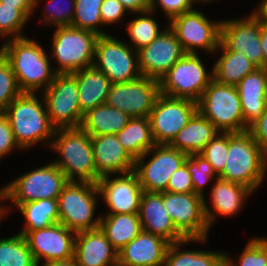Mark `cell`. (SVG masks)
Returning a JSON list of instances; mask_svg holds the SVG:
<instances>
[{
	"label": "cell",
	"mask_w": 267,
	"mask_h": 266,
	"mask_svg": "<svg viewBox=\"0 0 267 266\" xmlns=\"http://www.w3.org/2000/svg\"><path fill=\"white\" fill-rule=\"evenodd\" d=\"M4 57L9 61L22 92L44 91L56 75L49 58L40 45L28 37L5 41Z\"/></svg>",
	"instance_id": "6da1fadb"
},
{
	"label": "cell",
	"mask_w": 267,
	"mask_h": 266,
	"mask_svg": "<svg viewBox=\"0 0 267 266\" xmlns=\"http://www.w3.org/2000/svg\"><path fill=\"white\" fill-rule=\"evenodd\" d=\"M3 113L21 149H28L39 141L46 144L49 141L50 146L56 128L49 119L44 99L41 102L35 93L22 92Z\"/></svg>",
	"instance_id": "7a4b0ae2"
},
{
	"label": "cell",
	"mask_w": 267,
	"mask_h": 266,
	"mask_svg": "<svg viewBox=\"0 0 267 266\" xmlns=\"http://www.w3.org/2000/svg\"><path fill=\"white\" fill-rule=\"evenodd\" d=\"M50 147L60 155V160L52 162L68 182L96 184L92 140L86 131L81 127L56 129Z\"/></svg>",
	"instance_id": "3957f363"
},
{
	"label": "cell",
	"mask_w": 267,
	"mask_h": 266,
	"mask_svg": "<svg viewBox=\"0 0 267 266\" xmlns=\"http://www.w3.org/2000/svg\"><path fill=\"white\" fill-rule=\"evenodd\" d=\"M227 154V161L218 177L255 191L266 176L267 154L248 131L229 133Z\"/></svg>",
	"instance_id": "277c9868"
},
{
	"label": "cell",
	"mask_w": 267,
	"mask_h": 266,
	"mask_svg": "<svg viewBox=\"0 0 267 266\" xmlns=\"http://www.w3.org/2000/svg\"><path fill=\"white\" fill-rule=\"evenodd\" d=\"M197 110L222 133L248 131L236 86L223 85L214 79L208 84Z\"/></svg>",
	"instance_id": "5b68a950"
},
{
	"label": "cell",
	"mask_w": 267,
	"mask_h": 266,
	"mask_svg": "<svg viewBox=\"0 0 267 266\" xmlns=\"http://www.w3.org/2000/svg\"><path fill=\"white\" fill-rule=\"evenodd\" d=\"M205 201L195 193L163 192V206L176 229L186 239L208 238L216 214Z\"/></svg>",
	"instance_id": "8992f818"
},
{
	"label": "cell",
	"mask_w": 267,
	"mask_h": 266,
	"mask_svg": "<svg viewBox=\"0 0 267 266\" xmlns=\"http://www.w3.org/2000/svg\"><path fill=\"white\" fill-rule=\"evenodd\" d=\"M98 195L97 184L68 182L57 199L58 223L76 233L99 228L101 218L93 219Z\"/></svg>",
	"instance_id": "52a82bcc"
},
{
	"label": "cell",
	"mask_w": 267,
	"mask_h": 266,
	"mask_svg": "<svg viewBox=\"0 0 267 266\" xmlns=\"http://www.w3.org/2000/svg\"><path fill=\"white\" fill-rule=\"evenodd\" d=\"M99 35L73 26L56 27L52 41V58L56 73H73L92 67Z\"/></svg>",
	"instance_id": "ba28073f"
},
{
	"label": "cell",
	"mask_w": 267,
	"mask_h": 266,
	"mask_svg": "<svg viewBox=\"0 0 267 266\" xmlns=\"http://www.w3.org/2000/svg\"><path fill=\"white\" fill-rule=\"evenodd\" d=\"M68 183L65 174L53 163L26 172L2 188V201L15 206L40 199H58Z\"/></svg>",
	"instance_id": "9c48e42d"
},
{
	"label": "cell",
	"mask_w": 267,
	"mask_h": 266,
	"mask_svg": "<svg viewBox=\"0 0 267 266\" xmlns=\"http://www.w3.org/2000/svg\"><path fill=\"white\" fill-rule=\"evenodd\" d=\"M202 62L197 53H186L160 79V94L197 103L213 80Z\"/></svg>",
	"instance_id": "30bf717a"
},
{
	"label": "cell",
	"mask_w": 267,
	"mask_h": 266,
	"mask_svg": "<svg viewBox=\"0 0 267 266\" xmlns=\"http://www.w3.org/2000/svg\"><path fill=\"white\" fill-rule=\"evenodd\" d=\"M42 94L47 114L56 129L81 126L84 114L80 109L77 80L72 73H56Z\"/></svg>",
	"instance_id": "8fae6325"
},
{
	"label": "cell",
	"mask_w": 267,
	"mask_h": 266,
	"mask_svg": "<svg viewBox=\"0 0 267 266\" xmlns=\"http://www.w3.org/2000/svg\"><path fill=\"white\" fill-rule=\"evenodd\" d=\"M92 66L105 73L111 83L130 82L142 76L138 51L109 34L97 38Z\"/></svg>",
	"instance_id": "7c38bea8"
},
{
	"label": "cell",
	"mask_w": 267,
	"mask_h": 266,
	"mask_svg": "<svg viewBox=\"0 0 267 266\" xmlns=\"http://www.w3.org/2000/svg\"><path fill=\"white\" fill-rule=\"evenodd\" d=\"M150 154L153 157L144 164L145 157L151 156ZM187 157V154L169 144H156L135 159L133 172L145 192H166L171 174L185 163Z\"/></svg>",
	"instance_id": "4fadbf2b"
},
{
	"label": "cell",
	"mask_w": 267,
	"mask_h": 266,
	"mask_svg": "<svg viewBox=\"0 0 267 266\" xmlns=\"http://www.w3.org/2000/svg\"><path fill=\"white\" fill-rule=\"evenodd\" d=\"M169 23L186 53L195 54L200 48L213 53L218 48L221 21H209L203 13L192 9L172 18Z\"/></svg>",
	"instance_id": "5bb4252c"
},
{
	"label": "cell",
	"mask_w": 267,
	"mask_h": 266,
	"mask_svg": "<svg viewBox=\"0 0 267 266\" xmlns=\"http://www.w3.org/2000/svg\"><path fill=\"white\" fill-rule=\"evenodd\" d=\"M160 82L150 77L124 83H112L106 104L133 117H149L157 97Z\"/></svg>",
	"instance_id": "9a60e30c"
},
{
	"label": "cell",
	"mask_w": 267,
	"mask_h": 266,
	"mask_svg": "<svg viewBox=\"0 0 267 266\" xmlns=\"http://www.w3.org/2000/svg\"><path fill=\"white\" fill-rule=\"evenodd\" d=\"M197 111V103L160 94L149 115L155 144H170Z\"/></svg>",
	"instance_id": "2e32d148"
},
{
	"label": "cell",
	"mask_w": 267,
	"mask_h": 266,
	"mask_svg": "<svg viewBox=\"0 0 267 266\" xmlns=\"http://www.w3.org/2000/svg\"><path fill=\"white\" fill-rule=\"evenodd\" d=\"M220 42L229 50L243 53L258 68H264L260 21L252 14L240 20L221 21Z\"/></svg>",
	"instance_id": "e0dca14e"
},
{
	"label": "cell",
	"mask_w": 267,
	"mask_h": 266,
	"mask_svg": "<svg viewBox=\"0 0 267 266\" xmlns=\"http://www.w3.org/2000/svg\"><path fill=\"white\" fill-rule=\"evenodd\" d=\"M162 30L149 45L138 50L141 75L158 81L186 54L169 26Z\"/></svg>",
	"instance_id": "ac0fdd59"
},
{
	"label": "cell",
	"mask_w": 267,
	"mask_h": 266,
	"mask_svg": "<svg viewBox=\"0 0 267 266\" xmlns=\"http://www.w3.org/2000/svg\"><path fill=\"white\" fill-rule=\"evenodd\" d=\"M75 236L76 232L56 223L47 228L29 231L24 238L39 266L42 259L47 263L74 257Z\"/></svg>",
	"instance_id": "d6986e66"
},
{
	"label": "cell",
	"mask_w": 267,
	"mask_h": 266,
	"mask_svg": "<svg viewBox=\"0 0 267 266\" xmlns=\"http://www.w3.org/2000/svg\"><path fill=\"white\" fill-rule=\"evenodd\" d=\"M97 186L102 200L110 209L108 214L139 213L144 190L134 172L122 174L114 179H110V175L101 177Z\"/></svg>",
	"instance_id": "ffe728a7"
},
{
	"label": "cell",
	"mask_w": 267,
	"mask_h": 266,
	"mask_svg": "<svg viewBox=\"0 0 267 266\" xmlns=\"http://www.w3.org/2000/svg\"><path fill=\"white\" fill-rule=\"evenodd\" d=\"M91 140L96 167V184L101 177L107 175L133 172L135 160L123 148L116 134L91 136Z\"/></svg>",
	"instance_id": "44dd1931"
},
{
	"label": "cell",
	"mask_w": 267,
	"mask_h": 266,
	"mask_svg": "<svg viewBox=\"0 0 267 266\" xmlns=\"http://www.w3.org/2000/svg\"><path fill=\"white\" fill-rule=\"evenodd\" d=\"M142 230L176 243L186 238L176 229L163 206V192H143L139 206Z\"/></svg>",
	"instance_id": "7402d4cb"
},
{
	"label": "cell",
	"mask_w": 267,
	"mask_h": 266,
	"mask_svg": "<svg viewBox=\"0 0 267 266\" xmlns=\"http://www.w3.org/2000/svg\"><path fill=\"white\" fill-rule=\"evenodd\" d=\"M170 243L141 231L118 252V266H163Z\"/></svg>",
	"instance_id": "603a6c76"
},
{
	"label": "cell",
	"mask_w": 267,
	"mask_h": 266,
	"mask_svg": "<svg viewBox=\"0 0 267 266\" xmlns=\"http://www.w3.org/2000/svg\"><path fill=\"white\" fill-rule=\"evenodd\" d=\"M74 257L78 266H118V252L100 228L76 233Z\"/></svg>",
	"instance_id": "cb8c5ba5"
},
{
	"label": "cell",
	"mask_w": 267,
	"mask_h": 266,
	"mask_svg": "<svg viewBox=\"0 0 267 266\" xmlns=\"http://www.w3.org/2000/svg\"><path fill=\"white\" fill-rule=\"evenodd\" d=\"M242 114L249 128L263 114L267 103V68H256L236 85Z\"/></svg>",
	"instance_id": "d4e9b609"
},
{
	"label": "cell",
	"mask_w": 267,
	"mask_h": 266,
	"mask_svg": "<svg viewBox=\"0 0 267 266\" xmlns=\"http://www.w3.org/2000/svg\"><path fill=\"white\" fill-rule=\"evenodd\" d=\"M219 132L213 123L197 110L169 145L188 156L200 154Z\"/></svg>",
	"instance_id": "484cf974"
},
{
	"label": "cell",
	"mask_w": 267,
	"mask_h": 266,
	"mask_svg": "<svg viewBox=\"0 0 267 266\" xmlns=\"http://www.w3.org/2000/svg\"><path fill=\"white\" fill-rule=\"evenodd\" d=\"M72 74L77 80L80 109L83 114L98 105L106 104L112 83L105 73L92 66Z\"/></svg>",
	"instance_id": "4316f807"
},
{
	"label": "cell",
	"mask_w": 267,
	"mask_h": 266,
	"mask_svg": "<svg viewBox=\"0 0 267 266\" xmlns=\"http://www.w3.org/2000/svg\"><path fill=\"white\" fill-rule=\"evenodd\" d=\"M223 54L212 67L213 79L223 85L236 86L246 75L258 68L243 53L227 49L219 42Z\"/></svg>",
	"instance_id": "83f0119b"
},
{
	"label": "cell",
	"mask_w": 267,
	"mask_h": 266,
	"mask_svg": "<svg viewBox=\"0 0 267 266\" xmlns=\"http://www.w3.org/2000/svg\"><path fill=\"white\" fill-rule=\"evenodd\" d=\"M100 218L99 228L117 252L142 231L138 213L107 214Z\"/></svg>",
	"instance_id": "f1b7e54d"
},
{
	"label": "cell",
	"mask_w": 267,
	"mask_h": 266,
	"mask_svg": "<svg viewBox=\"0 0 267 266\" xmlns=\"http://www.w3.org/2000/svg\"><path fill=\"white\" fill-rule=\"evenodd\" d=\"M130 119L131 117L125 112L103 104L88 110L83 116L80 127L90 136L117 134Z\"/></svg>",
	"instance_id": "f546056e"
},
{
	"label": "cell",
	"mask_w": 267,
	"mask_h": 266,
	"mask_svg": "<svg viewBox=\"0 0 267 266\" xmlns=\"http://www.w3.org/2000/svg\"><path fill=\"white\" fill-rule=\"evenodd\" d=\"M253 191L239 183L231 182L222 178H216L211 189V204L216 214L233 216L237 214L244 204V199Z\"/></svg>",
	"instance_id": "4dcf8cb0"
},
{
	"label": "cell",
	"mask_w": 267,
	"mask_h": 266,
	"mask_svg": "<svg viewBox=\"0 0 267 266\" xmlns=\"http://www.w3.org/2000/svg\"><path fill=\"white\" fill-rule=\"evenodd\" d=\"M116 136L134 160L156 145L152 137L149 117L131 118Z\"/></svg>",
	"instance_id": "1f68e13d"
},
{
	"label": "cell",
	"mask_w": 267,
	"mask_h": 266,
	"mask_svg": "<svg viewBox=\"0 0 267 266\" xmlns=\"http://www.w3.org/2000/svg\"><path fill=\"white\" fill-rule=\"evenodd\" d=\"M206 239H185L180 242L171 243L167 249L163 266H221L224 263L223 252L180 250L184 243H203Z\"/></svg>",
	"instance_id": "d6a6232c"
},
{
	"label": "cell",
	"mask_w": 267,
	"mask_h": 266,
	"mask_svg": "<svg viewBox=\"0 0 267 266\" xmlns=\"http://www.w3.org/2000/svg\"><path fill=\"white\" fill-rule=\"evenodd\" d=\"M26 219V225L22 228L21 235L25 236L29 231H35L50 227L58 223L59 210L57 199H40L26 202L18 207Z\"/></svg>",
	"instance_id": "836d02e7"
},
{
	"label": "cell",
	"mask_w": 267,
	"mask_h": 266,
	"mask_svg": "<svg viewBox=\"0 0 267 266\" xmlns=\"http://www.w3.org/2000/svg\"><path fill=\"white\" fill-rule=\"evenodd\" d=\"M0 266H38L23 235L0 239Z\"/></svg>",
	"instance_id": "e575fe53"
},
{
	"label": "cell",
	"mask_w": 267,
	"mask_h": 266,
	"mask_svg": "<svg viewBox=\"0 0 267 266\" xmlns=\"http://www.w3.org/2000/svg\"><path fill=\"white\" fill-rule=\"evenodd\" d=\"M137 14L139 17L133 19L127 26L128 35L132 40L131 47L136 51L149 45L162 32L159 30L158 23L150 17L153 14L151 10Z\"/></svg>",
	"instance_id": "d590c367"
},
{
	"label": "cell",
	"mask_w": 267,
	"mask_h": 266,
	"mask_svg": "<svg viewBox=\"0 0 267 266\" xmlns=\"http://www.w3.org/2000/svg\"><path fill=\"white\" fill-rule=\"evenodd\" d=\"M103 0H75L73 27L88 30L97 35H106L98 29V25H103L100 8Z\"/></svg>",
	"instance_id": "8d00e7d4"
},
{
	"label": "cell",
	"mask_w": 267,
	"mask_h": 266,
	"mask_svg": "<svg viewBox=\"0 0 267 266\" xmlns=\"http://www.w3.org/2000/svg\"><path fill=\"white\" fill-rule=\"evenodd\" d=\"M5 43L0 48V113L22 93L9 61L3 56Z\"/></svg>",
	"instance_id": "74e56055"
},
{
	"label": "cell",
	"mask_w": 267,
	"mask_h": 266,
	"mask_svg": "<svg viewBox=\"0 0 267 266\" xmlns=\"http://www.w3.org/2000/svg\"><path fill=\"white\" fill-rule=\"evenodd\" d=\"M184 164L191 174L194 193L204 198V185L211 181L215 175V178H218V175L212 165L201 154L189 155Z\"/></svg>",
	"instance_id": "f35d334b"
},
{
	"label": "cell",
	"mask_w": 267,
	"mask_h": 266,
	"mask_svg": "<svg viewBox=\"0 0 267 266\" xmlns=\"http://www.w3.org/2000/svg\"><path fill=\"white\" fill-rule=\"evenodd\" d=\"M29 17L15 6L4 5L0 2V34L9 39L23 38L22 29ZM10 36V38H9Z\"/></svg>",
	"instance_id": "ab89813d"
},
{
	"label": "cell",
	"mask_w": 267,
	"mask_h": 266,
	"mask_svg": "<svg viewBox=\"0 0 267 266\" xmlns=\"http://www.w3.org/2000/svg\"><path fill=\"white\" fill-rule=\"evenodd\" d=\"M239 256L235 264L224 253V263L226 266H267V238H252Z\"/></svg>",
	"instance_id": "60d3db41"
},
{
	"label": "cell",
	"mask_w": 267,
	"mask_h": 266,
	"mask_svg": "<svg viewBox=\"0 0 267 266\" xmlns=\"http://www.w3.org/2000/svg\"><path fill=\"white\" fill-rule=\"evenodd\" d=\"M229 149V133L218 134L213 138L200 153L212 165L214 171L219 175L227 161Z\"/></svg>",
	"instance_id": "b9f144b4"
},
{
	"label": "cell",
	"mask_w": 267,
	"mask_h": 266,
	"mask_svg": "<svg viewBox=\"0 0 267 266\" xmlns=\"http://www.w3.org/2000/svg\"><path fill=\"white\" fill-rule=\"evenodd\" d=\"M64 1L65 4L67 3L66 6L65 4L60 3L59 0L57 1L50 0L48 5H45L46 6L45 11L43 12L44 15L42 16L43 17L42 19L44 21L42 20V22L48 24L51 23V25L55 24V27L71 26L72 20L74 18L75 0H64ZM47 10L48 12H46Z\"/></svg>",
	"instance_id": "7bdbcfd3"
},
{
	"label": "cell",
	"mask_w": 267,
	"mask_h": 266,
	"mask_svg": "<svg viewBox=\"0 0 267 266\" xmlns=\"http://www.w3.org/2000/svg\"><path fill=\"white\" fill-rule=\"evenodd\" d=\"M195 2L197 0H150V10L154 13L155 5H159L170 21L172 18L194 9L192 5Z\"/></svg>",
	"instance_id": "ee69618b"
},
{
	"label": "cell",
	"mask_w": 267,
	"mask_h": 266,
	"mask_svg": "<svg viewBox=\"0 0 267 266\" xmlns=\"http://www.w3.org/2000/svg\"><path fill=\"white\" fill-rule=\"evenodd\" d=\"M167 192L194 193L191 174L188 172L185 164L171 174L167 185Z\"/></svg>",
	"instance_id": "f6af8a7d"
},
{
	"label": "cell",
	"mask_w": 267,
	"mask_h": 266,
	"mask_svg": "<svg viewBox=\"0 0 267 266\" xmlns=\"http://www.w3.org/2000/svg\"><path fill=\"white\" fill-rule=\"evenodd\" d=\"M126 11L128 13V10L118 0H103L100 8L103 25L119 22Z\"/></svg>",
	"instance_id": "bcb514c9"
},
{
	"label": "cell",
	"mask_w": 267,
	"mask_h": 266,
	"mask_svg": "<svg viewBox=\"0 0 267 266\" xmlns=\"http://www.w3.org/2000/svg\"><path fill=\"white\" fill-rule=\"evenodd\" d=\"M14 147L21 149L16 143L7 117L4 113H0V159L13 151Z\"/></svg>",
	"instance_id": "7dc6e473"
},
{
	"label": "cell",
	"mask_w": 267,
	"mask_h": 266,
	"mask_svg": "<svg viewBox=\"0 0 267 266\" xmlns=\"http://www.w3.org/2000/svg\"><path fill=\"white\" fill-rule=\"evenodd\" d=\"M248 132L267 154V103L262 116L249 127Z\"/></svg>",
	"instance_id": "c3c4849f"
},
{
	"label": "cell",
	"mask_w": 267,
	"mask_h": 266,
	"mask_svg": "<svg viewBox=\"0 0 267 266\" xmlns=\"http://www.w3.org/2000/svg\"><path fill=\"white\" fill-rule=\"evenodd\" d=\"M39 0H0L4 5L15 6L21 9L28 17L31 16L33 10L37 7Z\"/></svg>",
	"instance_id": "681fc988"
},
{
	"label": "cell",
	"mask_w": 267,
	"mask_h": 266,
	"mask_svg": "<svg viewBox=\"0 0 267 266\" xmlns=\"http://www.w3.org/2000/svg\"><path fill=\"white\" fill-rule=\"evenodd\" d=\"M131 13L150 10V0H118Z\"/></svg>",
	"instance_id": "f907efd6"
},
{
	"label": "cell",
	"mask_w": 267,
	"mask_h": 266,
	"mask_svg": "<svg viewBox=\"0 0 267 266\" xmlns=\"http://www.w3.org/2000/svg\"><path fill=\"white\" fill-rule=\"evenodd\" d=\"M252 15L260 22L267 24V0H262Z\"/></svg>",
	"instance_id": "816d5d0a"
},
{
	"label": "cell",
	"mask_w": 267,
	"mask_h": 266,
	"mask_svg": "<svg viewBox=\"0 0 267 266\" xmlns=\"http://www.w3.org/2000/svg\"><path fill=\"white\" fill-rule=\"evenodd\" d=\"M260 38L264 56V68H267V24L260 22Z\"/></svg>",
	"instance_id": "f5cc1de1"
},
{
	"label": "cell",
	"mask_w": 267,
	"mask_h": 266,
	"mask_svg": "<svg viewBox=\"0 0 267 266\" xmlns=\"http://www.w3.org/2000/svg\"><path fill=\"white\" fill-rule=\"evenodd\" d=\"M42 266H78L77 260L75 257L66 260L50 261L44 263Z\"/></svg>",
	"instance_id": "db71d44e"
},
{
	"label": "cell",
	"mask_w": 267,
	"mask_h": 266,
	"mask_svg": "<svg viewBox=\"0 0 267 266\" xmlns=\"http://www.w3.org/2000/svg\"><path fill=\"white\" fill-rule=\"evenodd\" d=\"M1 200H2V197H0V202H2ZM7 211L8 209L3 207L0 203V221H2L3 219L2 217L4 216L5 213H7Z\"/></svg>",
	"instance_id": "11a10c76"
},
{
	"label": "cell",
	"mask_w": 267,
	"mask_h": 266,
	"mask_svg": "<svg viewBox=\"0 0 267 266\" xmlns=\"http://www.w3.org/2000/svg\"><path fill=\"white\" fill-rule=\"evenodd\" d=\"M199 1H200V2H204V3H205V2L207 3V1L210 2V1H213V0H197L198 3H199Z\"/></svg>",
	"instance_id": "9f6ffc18"
},
{
	"label": "cell",
	"mask_w": 267,
	"mask_h": 266,
	"mask_svg": "<svg viewBox=\"0 0 267 266\" xmlns=\"http://www.w3.org/2000/svg\"><path fill=\"white\" fill-rule=\"evenodd\" d=\"M0 197H2V189H0Z\"/></svg>",
	"instance_id": "6f0895ef"
}]
</instances>
